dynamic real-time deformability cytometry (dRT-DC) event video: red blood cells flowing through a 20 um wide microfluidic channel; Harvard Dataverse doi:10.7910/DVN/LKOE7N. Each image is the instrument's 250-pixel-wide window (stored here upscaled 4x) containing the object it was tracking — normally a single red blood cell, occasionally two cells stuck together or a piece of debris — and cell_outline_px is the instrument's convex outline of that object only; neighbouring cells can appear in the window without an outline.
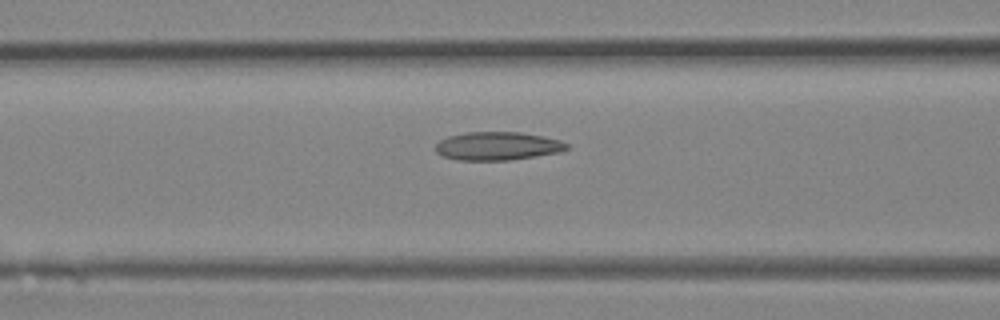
{"species": "Egyptian fruit bat (a non-hibernating species)", "species_latin": "Rousettus aegyptiacus", "temperature_condition": "room temperature", "stored_images_in_passage": 29, "camera_frame_rate_fps": 3000, "um_per_image_px": 0.085, "animal": {"sex": "female"}, "frame": {"image": 1, "passage_image": 8, "time_ms": 2.333, "image_size_px": [1000, 320], "cell_outline_px": [[568, 148], [560, 152], [536, 156], [508, 160], [456, 160], [440, 156], [432, 148], [440, 140], [448, 136], [468, 132], [520, 132], [544, 136], [560, 140], [568, 144]], "centroid_in_image_um": [42.24, 12.41], "position_along_channel_um": 124.4, "area_um2": 21.85}}
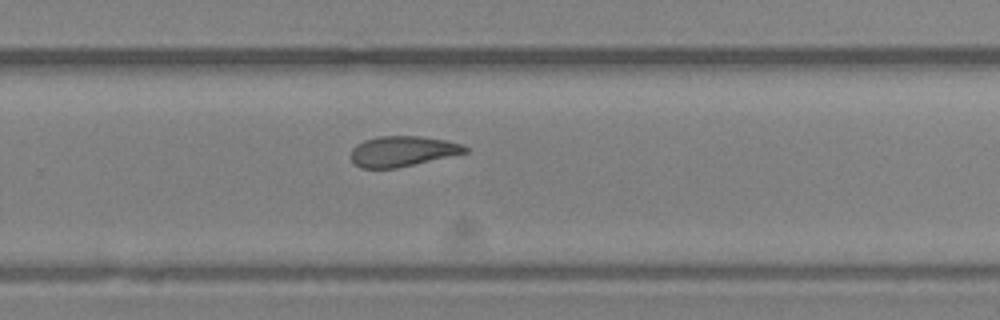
{"frame": {"image": 2, "passage_image": 17, "time_ms": 5.333, "image_size_px": [1000, 320], "cell_outline_px": [[468, 152], [396, 168], [360, 168], [352, 160], [352, 148], [356, 144], [364, 140], [380, 136], [420, 136], [448, 140], [464, 144], [468, 148]], "centroid_in_image_um": [34.24, 12.84], "position_along_channel_um": 295.6, "area_um2": 20.17}}
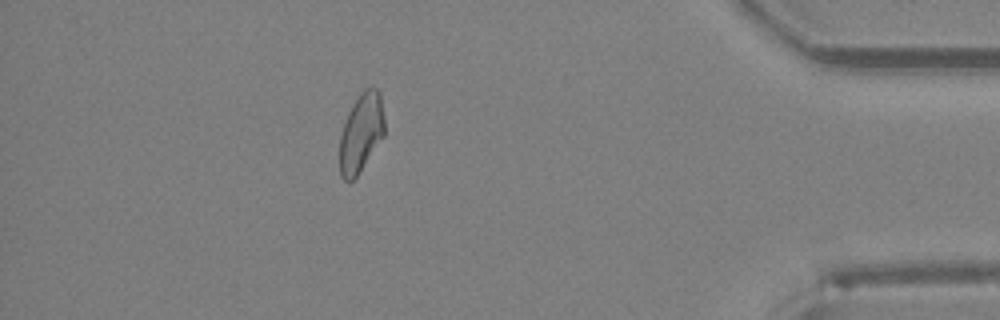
{"frame": {"image": 3, "passage_image": 25, "time_ms": 8.0, "image_size_px": [1000, 320], "cell_outline_px": [[384, 136], [356, 176], [348, 184], [340, 176], [340, 136], [348, 112], [352, 104], [360, 92], [364, 88], [372, 84], [380, 92], [384, 120]], "centroid_in_image_um": [30.69, 11.25], "position_along_channel_um": 404.5, "area_um2": 20.69}}